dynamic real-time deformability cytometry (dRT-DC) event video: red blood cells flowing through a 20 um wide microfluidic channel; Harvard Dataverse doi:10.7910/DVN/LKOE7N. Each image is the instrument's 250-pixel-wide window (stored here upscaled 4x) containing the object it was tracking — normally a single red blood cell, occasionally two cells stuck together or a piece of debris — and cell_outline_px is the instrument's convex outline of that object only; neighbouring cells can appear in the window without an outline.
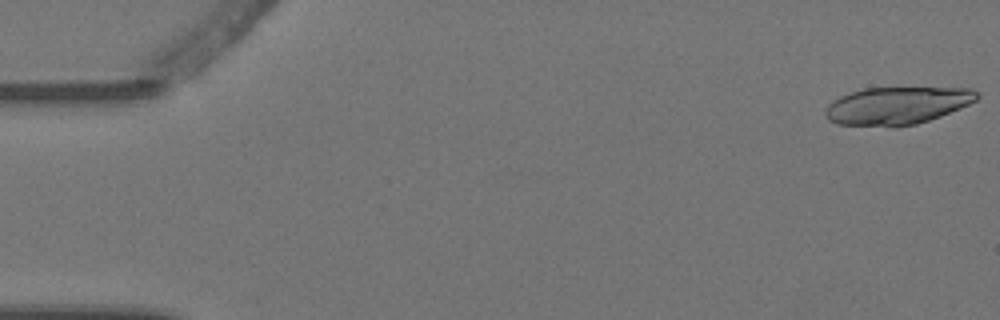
{"species": "Egyptian fruit bat (a non-hibernating species)", "species_latin": "Rousettus aegyptiacus", "temperature_condition": "warm", "stored_images_in_passage": 4, "camera_frame_rate_fps": 3000, "um_per_image_px": 0.085, "animal": {"sex": "female"}, "frame": {"image": 1, "passage_image": 1, "time_ms": 0.0, "image_size_px": [1000, 320], "cell_outline_px": [[980, 96], [976, 100], [960, 108], [940, 116], [916, 124], [896, 128], [892, 128], [836, 124], [828, 120], [824, 116], [824, 112], [828, 104], [832, 100], [840, 96], [864, 88], [972, 88], [980, 92]], "centroid_in_image_um": [76.22, 9.0], "position_along_channel_um": 8.8, "area_um2": 33.64}}